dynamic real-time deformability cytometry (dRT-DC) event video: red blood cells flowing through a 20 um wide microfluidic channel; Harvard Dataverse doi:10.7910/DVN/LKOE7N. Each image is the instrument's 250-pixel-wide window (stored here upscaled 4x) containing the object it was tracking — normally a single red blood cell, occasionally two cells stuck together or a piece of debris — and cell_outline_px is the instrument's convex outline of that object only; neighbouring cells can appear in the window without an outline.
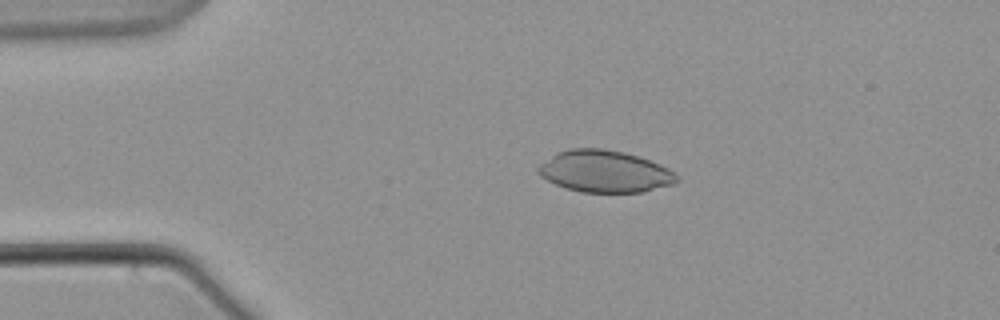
{"species": "common noctule bat (a hibernating species)", "species_latin": "Nyctalus noctula", "temperature_condition": "warm", "stored_images_in_passage": 60, "camera_frame_rate_fps": 3000, "um_per_image_px": 0.085, "animal": {"sex": "male", "body_mass_g": 21.5, "forearm_length_mm": 52.0}, "frame": {"image": 1, "passage_image": 13, "time_ms": 4.0, "image_size_px": [1000, 320], "cell_outline_px": [[680, 180], [672, 184], [644, 192], [580, 192], [556, 184], [540, 176], [536, 172], [536, 168], [540, 164], [556, 152], [568, 148], [604, 148], [624, 152], [640, 156], [660, 164], [668, 168]], "centroid_in_image_um": [51.38, 14.55], "position_along_channel_um": 33.6, "area_um2": 33.93}}
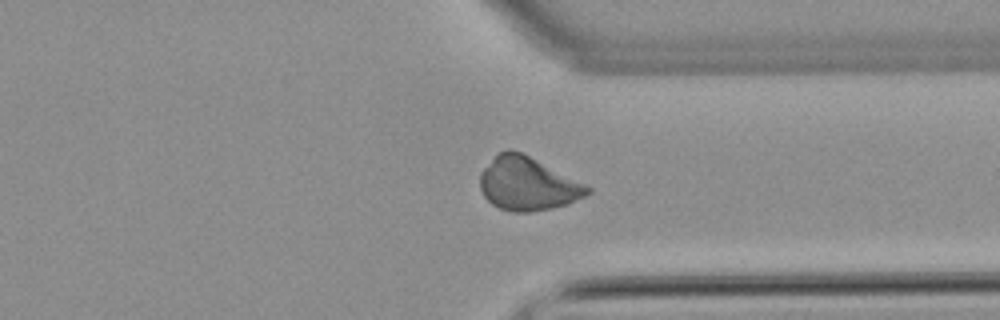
{"frame": {"image": 2, "passage_image": 46, "time_ms": 15.0, "image_size_px": [1000, 320], "cell_outline_px": [[592, 192], [568, 204], [552, 208], [528, 212], [512, 212], [500, 208], [492, 204], [484, 196], [480, 188], [480, 172], [500, 152], [508, 148], [512, 148], [592, 188]], "centroid_in_image_um": [44.82, 15.64], "position_along_channel_um": 366.6, "area_um2": 32.83}}
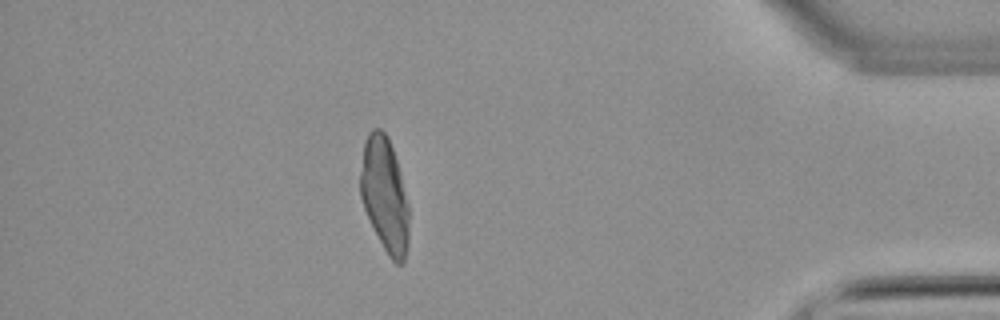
{"frame": {"image": 3, "passage_image": 53, "time_ms": 17.333, "image_size_px": [1000, 320], "cell_outline_px": [[408, 244], [404, 260], [400, 264], [396, 264], [388, 256], [364, 208], [360, 196], [360, 172], [364, 140], [368, 132], [372, 128], [380, 128], [388, 136], [400, 172], [408, 204]], "centroid_in_image_um": [32.68, 16.52], "position_along_channel_um": 402.5, "area_um2": 32.14}}